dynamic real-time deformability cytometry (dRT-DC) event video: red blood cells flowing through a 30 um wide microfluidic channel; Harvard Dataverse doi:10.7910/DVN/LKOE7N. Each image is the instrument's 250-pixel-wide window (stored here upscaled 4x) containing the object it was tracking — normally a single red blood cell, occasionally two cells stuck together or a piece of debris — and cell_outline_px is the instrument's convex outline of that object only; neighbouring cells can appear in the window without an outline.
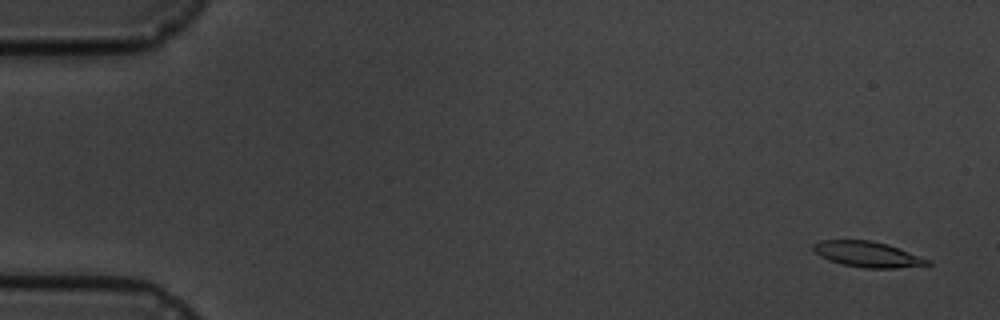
{"species": "common noctule bat (a hibernating species)", "species_latin": "Nyctalus noctula", "temperature_condition": "cold", "stored_images_in_passage": 4, "camera_frame_rate_fps": 3000, "um_per_image_px": 0.085, "animal": {"sex": "male", "body_mass_g": 19.5, "forearm_length_mm": 54.6}, "frame": {"image": 1, "passage_image": 1, "time_ms": 0.0, "image_size_px": [1000, 320], "cell_outline_px": [[932, 264], [896, 268], [864, 268], [840, 264], [828, 260], [820, 256], [812, 248], [812, 244], [820, 240], [872, 240], [888, 244], [932, 260]], "centroid_in_image_um": [73.75, 21.61], "position_along_channel_um": 11.3, "area_um2": 17.22}}
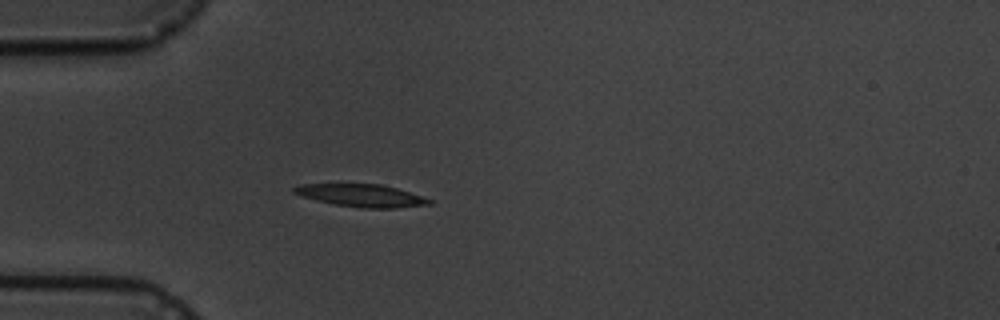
{"frame": {"image": 2, "passage_image": 4, "time_ms": 4.667, "image_size_px": [1000, 320], "cell_outline_px": [[436, 200], [432, 204], [396, 208], [364, 208], [336, 204], [316, 200], [300, 196], [292, 192], [292, 188], [300, 184], [380, 184], [396, 188]], "centroid_in_image_um": [30.75, 16.62], "position_along_channel_um": 54.2, "area_um2": 17.8}}